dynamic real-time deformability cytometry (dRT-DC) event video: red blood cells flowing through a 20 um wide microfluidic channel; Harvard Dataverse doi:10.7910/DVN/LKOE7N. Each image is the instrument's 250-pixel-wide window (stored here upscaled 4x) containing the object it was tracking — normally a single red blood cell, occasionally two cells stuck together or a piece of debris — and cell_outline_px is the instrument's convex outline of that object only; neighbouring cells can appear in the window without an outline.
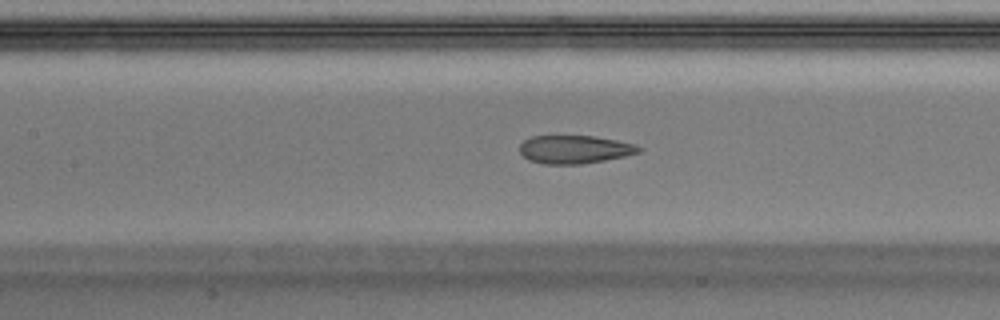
{"species": "Egyptian fruit bat (a non-hibernating species)", "species_latin": "Rousettus aegyptiacus", "temperature_condition": "warm", "stored_images_in_passage": 50, "camera_frame_rate_fps": 3000, "um_per_image_px": 0.085, "animal": {"sex": "male"}, "frame": {"image": 1, "passage_image": 22, "time_ms": 7.0, "image_size_px": [1000, 320], "cell_outline_px": [[644, 148], [640, 152], [624, 156], [604, 160], [580, 164], [544, 164], [528, 160], [520, 152], [520, 144], [524, 140], [532, 136], [592, 136], [616, 140], [632, 144]], "centroid_in_image_um": [48.82, 12.7], "position_along_channel_um": 158.6, "area_um2": 19.42}}